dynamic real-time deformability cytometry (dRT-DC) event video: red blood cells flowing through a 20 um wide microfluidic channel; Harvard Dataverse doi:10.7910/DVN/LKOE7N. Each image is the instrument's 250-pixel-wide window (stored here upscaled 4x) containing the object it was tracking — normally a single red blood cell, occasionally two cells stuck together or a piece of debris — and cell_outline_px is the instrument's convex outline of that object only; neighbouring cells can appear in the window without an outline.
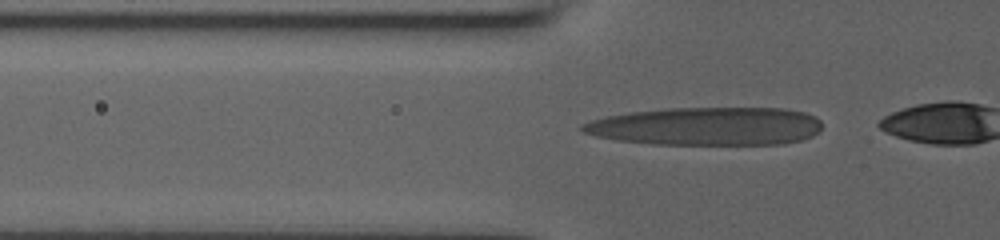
{"species": "human", "species_latin": "Homo sapiens", "temperature_condition": "room temperature", "stored_images_in_passage": 14, "camera_frame_rate_fps": 3000, "um_per_image_px": 0.085, "donor": {"sex": "male"}, "frame": {"image": 1, "passage_image": 12, "time_ms": 5.0, "image_size_px": [1000, 240], "cell_outline_px": [[820, 132], [812, 136], [800, 140], [784, 144], [652, 144], [616, 140], [596, 136], [584, 132], [580, 128], [580, 124], [592, 120], [608, 116], [628, 112], [668, 108], [784, 108], [804, 112], [816, 116], [820, 120]], "centroid_in_image_um": [60.07, 10.73], "position_along_channel_um": 65.7, "area_um2": 53.52}}